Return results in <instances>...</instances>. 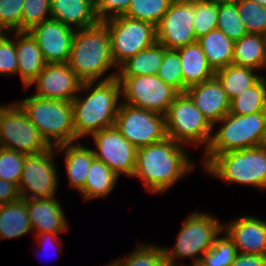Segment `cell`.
<instances>
[{"label": "cell", "instance_id": "1", "mask_svg": "<svg viewBox=\"0 0 266 266\" xmlns=\"http://www.w3.org/2000/svg\"><path fill=\"white\" fill-rule=\"evenodd\" d=\"M186 155L182 145L169 137L138 148L133 177L141 178L148 191L162 193L193 169Z\"/></svg>", "mask_w": 266, "mask_h": 266}, {"label": "cell", "instance_id": "2", "mask_svg": "<svg viewBox=\"0 0 266 266\" xmlns=\"http://www.w3.org/2000/svg\"><path fill=\"white\" fill-rule=\"evenodd\" d=\"M116 77L117 74L113 73L99 81L95 87V82L82 83L80 90L87 92L91 87L94 89L84 99L77 94L71 101L77 138L115 125L121 94V86Z\"/></svg>", "mask_w": 266, "mask_h": 266}, {"label": "cell", "instance_id": "3", "mask_svg": "<svg viewBox=\"0 0 266 266\" xmlns=\"http://www.w3.org/2000/svg\"><path fill=\"white\" fill-rule=\"evenodd\" d=\"M67 64L82 82H96L116 66L111 56L109 32L103 22L76 29Z\"/></svg>", "mask_w": 266, "mask_h": 266}, {"label": "cell", "instance_id": "4", "mask_svg": "<svg viewBox=\"0 0 266 266\" xmlns=\"http://www.w3.org/2000/svg\"><path fill=\"white\" fill-rule=\"evenodd\" d=\"M205 150L206 165L217 154L266 145V112L248 115L227 113Z\"/></svg>", "mask_w": 266, "mask_h": 266}, {"label": "cell", "instance_id": "5", "mask_svg": "<svg viewBox=\"0 0 266 266\" xmlns=\"http://www.w3.org/2000/svg\"><path fill=\"white\" fill-rule=\"evenodd\" d=\"M17 103L50 146L70 144L78 139L70 101L50 100L33 95ZM51 139H54L55 145Z\"/></svg>", "mask_w": 266, "mask_h": 266}, {"label": "cell", "instance_id": "6", "mask_svg": "<svg viewBox=\"0 0 266 266\" xmlns=\"http://www.w3.org/2000/svg\"><path fill=\"white\" fill-rule=\"evenodd\" d=\"M205 170L228 183L266 189V145L217 154Z\"/></svg>", "mask_w": 266, "mask_h": 266}, {"label": "cell", "instance_id": "7", "mask_svg": "<svg viewBox=\"0 0 266 266\" xmlns=\"http://www.w3.org/2000/svg\"><path fill=\"white\" fill-rule=\"evenodd\" d=\"M167 137L177 143L209 146L214 126L186 93H180L165 114Z\"/></svg>", "mask_w": 266, "mask_h": 266}, {"label": "cell", "instance_id": "8", "mask_svg": "<svg viewBox=\"0 0 266 266\" xmlns=\"http://www.w3.org/2000/svg\"><path fill=\"white\" fill-rule=\"evenodd\" d=\"M110 36L113 62L118 67L141 50L152 46L156 39V26L125 15L103 21Z\"/></svg>", "mask_w": 266, "mask_h": 266}, {"label": "cell", "instance_id": "9", "mask_svg": "<svg viewBox=\"0 0 266 266\" xmlns=\"http://www.w3.org/2000/svg\"><path fill=\"white\" fill-rule=\"evenodd\" d=\"M223 228L211 215L192 213L180 229L174 248H163L168 264H176L178 257H192L199 262Z\"/></svg>", "mask_w": 266, "mask_h": 266}, {"label": "cell", "instance_id": "10", "mask_svg": "<svg viewBox=\"0 0 266 266\" xmlns=\"http://www.w3.org/2000/svg\"><path fill=\"white\" fill-rule=\"evenodd\" d=\"M0 147L37 154L50 149L46 140L18 103L3 105L0 113Z\"/></svg>", "mask_w": 266, "mask_h": 266}, {"label": "cell", "instance_id": "11", "mask_svg": "<svg viewBox=\"0 0 266 266\" xmlns=\"http://www.w3.org/2000/svg\"><path fill=\"white\" fill-rule=\"evenodd\" d=\"M121 86L124 103L165 115L180 94L157 75L116 77Z\"/></svg>", "mask_w": 266, "mask_h": 266}, {"label": "cell", "instance_id": "12", "mask_svg": "<svg viewBox=\"0 0 266 266\" xmlns=\"http://www.w3.org/2000/svg\"><path fill=\"white\" fill-rule=\"evenodd\" d=\"M115 127L137 149L167 137L165 115L126 103L119 106Z\"/></svg>", "mask_w": 266, "mask_h": 266}, {"label": "cell", "instance_id": "13", "mask_svg": "<svg viewBox=\"0 0 266 266\" xmlns=\"http://www.w3.org/2000/svg\"><path fill=\"white\" fill-rule=\"evenodd\" d=\"M54 147L25 156L22 176L18 185L22 199L51 198L55 196L58 184L57 169L53 162ZM31 193V197L27 194ZM26 191V192H25Z\"/></svg>", "mask_w": 266, "mask_h": 266}, {"label": "cell", "instance_id": "14", "mask_svg": "<svg viewBox=\"0 0 266 266\" xmlns=\"http://www.w3.org/2000/svg\"><path fill=\"white\" fill-rule=\"evenodd\" d=\"M194 1H172L156 25V39L167 49H179L197 41L194 33Z\"/></svg>", "mask_w": 266, "mask_h": 266}, {"label": "cell", "instance_id": "15", "mask_svg": "<svg viewBox=\"0 0 266 266\" xmlns=\"http://www.w3.org/2000/svg\"><path fill=\"white\" fill-rule=\"evenodd\" d=\"M96 150L95 158L106 164L118 177L123 173L133 176L137 148L129 143L114 126L92 134Z\"/></svg>", "mask_w": 266, "mask_h": 266}, {"label": "cell", "instance_id": "16", "mask_svg": "<svg viewBox=\"0 0 266 266\" xmlns=\"http://www.w3.org/2000/svg\"><path fill=\"white\" fill-rule=\"evenodd\" d=\"M76 29L61 21L49 19L31 28L28 32L38 43L47 64L66 63L69 59Z\"/></svg>", "mask_w": 266, "mask_h": 266}, {"label": "cell", "instance_id": "17", "mask_svg": "<svg viewBox=\"0 0 266 266\" xmlns=\"http://www.w3.org/2000/svg\"><path fill=\"white\" fill-rule=\"evenodd\" d=\"M36 84L37 97L72 101L76 93L80 91L82 81L77 77L76 73L66 63H50L32 82Z\"/></svg>", "mask_w": 266, "mask_h": 266}, {"label": "cell", "instance_id": "18", "mask_svg": "<svg viewBox=\"0 0 266 266\" xmlns=\"http://www.w3.org/2000/svg\"><path fill=\"white\" fill-rule=\"evenodd\" d=\"M185 93L213 126L230 111V99L216 76L187 88Z\"/></svg>", "mask_w": 266, "mask_h": 266}, {"label": "cell", "instance_id": "19", "mask_svg": "<svg viewBox=\"0 0 266 266\" xmlns=\"http://www.w3.org/2000/svg\"><path fill=\"white\" fill-rule=\"evenodd\" d=\"M225 233L233 241L237 253L266 255V221L243 216L229 222Z\"/></svg>", "mask_w": 266, "mask_h": 266}, {"label": "cell", "instance_id": "20", "mask_svg": "<svg viewBox=\"0 0 266 266\" xmlns=\"http://www.w3.org/2000/svg\"><path fill=\"white\" fill-rule=\"evenodd\" d=\"M26 209L34 232L59 233L68 228L62 206L55 196L26 199Z\"/></svg>", "mask_w": 266, "mask_h": 266}, {"label": "cell", "instance_id": "21", "mask_svg": "<svg viewBox=\"0 0 266 266\" xmlns=\"http://www.w3.org/2000/svg\"><path fill=\"white\" fill-rule=\"evenodd\" d=\"M50 12L51 19L61 21L71 28L78 26V30L100 22L95 12L94 0H50Z\"/></svg>", "mask_w": 266, "mask_h": 266}, {"label": "cell", "instance_id": "22", "mask_svg": "<svg viewBox=\"0 0 266 266\" xmlns=\"http://www.w3.org/2000/svg\"><path fill=\"white\" fill-rule=\"evenodd\" d=\"M16 33L17 73H20L22 83L27 88L45 68L46 62L38 43L28 31Z\"/></svg>", "mask_w": 266, "mask_h": 266}, {"label": "cell", "instance_id": "23", "mask_svg": "<svg viewBox=\"0 0 266 266\" xmlns=\"http://www.w3.org/2000/svg\"><path fill=\"white\" fill-rule=\"evenodd\" d=\"M177 50L183 74V93L186 92L187 88L215 76V72L209 66L203 49L197 41Z\"/></svg>", "mask_w": 266, "mask_h": 266}, {"label": "cell", "instance_id": "24", "mask_svg": "<svg viewBox=\"0 0 266 266\" xmlns=\"http://www.w3.org/2000/svg\"><path fill=\"white\" fill-rule=\"evenodd\" d=\"M56 148L58 151L62 149L66 151L65 165L70 182L69 186L74 187L81 192L92 161L95 159L93 150L77 143L63 144L55 147V149Z\"/></svg>", "mask_w": 266, "mask_h": 266}, {"label": "cell", "instance_id": "25", "mask_svg": "<svg viewBox=\"0 0 266 266\" xmlns=\"http://www.w3.org/2000/svg\"><path fill=\"white\" fill-rule=\"evenodd\" d=\"M209 66L214 72L232 64L234 54V41L228 38L219 29L211 30L197 39Z\"/></svg>", "mask_w": 266, "mask_h": 266}, {"label": "cell", "instance_id": "26", "mask_svg": "<svg viewBox=\"0 0 266 266\" xmlns=\"http://www.w3.org/2000/svg\"><path fill=\"white\" fill-rule=\"evenodd\" d=\"M164 58V46L155 42L152 46L139 51L127 59L119 67L117 77H135L140 75H156Z\"/></svg>", "mask_w": 266, "mask_h": 266}, {"label": "cell", "instance_id": "27", "mask_svg": "<svg viewBox=\"0 0 266 266\" xmlns=\"http://www.w3.org/2000/svg\"><path fill=\"white\" fill-rule=\"evenodd\" d=\"M232 64L254 71L266 66V36L247 34L234 43Z\"/></svg>", "mask_w": 266, "mask_h": 266}, {"label": "cell", "instance_id": "28", "mask_svg": "<svg viewBox=\"0 0 266 266\" xmlns=\"http://www.w3.org/2000/svg\"><path fill=\"white\" fill-rule=\"evenodd\" d=\"M32 230L26 199L0 205V240L27 234Z\"/></svg>", "mask_w": 266, "mask_h": 266}, {"label": "cell", "instance_id": "29", "mask_svg": "<svg viewBox=\"0 0 266 266\" xmlns=\"http://www.w3.org/2000/svg\"><path fill=\"white\" fill-rule=\"evenodd\" d=\"M117 180L118 176L106 164L95 158L81 193L86 200L105 197L112 191Z\"/></svg>", "mask_w": 266, "mask_h": 266}, {"label": "cell", "instance_id": "30", "mask_svg": "<svg viewBox=\"0 0 266 266\" xmlns=\"http://www.w3.org/2000/svg\"><path fill=\"white\" fill-rule=\"evenodd\" d=\"M215 76L221 82L230 101L261 78L254 73L253 69L234 64L219 69L215 72Z\"/></svg>", "mask_w": 266, "mask_h": 266}, {"label": "cell", "instance_id": "31", "mask_svg": "<svg viewBox=\"0 0 266 266\" xmlns=\"http://www.w3.org/2000/svg\"><path fill=\"white\" fill-rule=\"evenodd\" d=\"M257 112H266V81L263 76L230 101L231 114L248 115Z\"/></svg>", "mask_w": 266, "mask_h": 266}, {"label": "cell", "instance_id": "32", "mask_svg": "<svg viewBox=\"0 0 266 266\" xmlns=\"http://www.w3.org/2000/svg\"><path fill=\"white\" fill-rule=\"evenodd\" d=\"M173 0H131L126 17L153 23L155 26L167 12Z\"/></svg>", "mask_w": 266, "mask_h": 266}, {"label": "cell", "instance_id": "33", "mask_svg": "<svg viewBox=\"0 0 266 266\" xmlns=\"http://www.w3.org/2000/svg\"><path fill=\"white\" fill-rule=\"evenodd\" d=\"M237 11L248 34L266 36V7L250 0H239Z\"/></svg>", "mask_w": 266, "mask_h": 266}, {"label": "cell", "instance_id": "34", "mask_svg": "<svg viewBox=\"0 0 266 266\" xmlns=\"http://www.w3.org/2000/svg\"><path fill=\"white\" fill-rule=\"evenodd\" d=\"M127 258L115 260L116 266H168L164 249L153 245H138Z\"/></svg>", "mask_w": 266, "mask_h": 266}, {"label": "cell", "instance_id": "35", "mask_svg": "<svg viewBox=\"0 0 266 266\" xmlns=\"http://www.w3.org/2000/svg\"><path fill=\"white\" fill-rule=\"evenodd\" d=\"M217 29L222 31L232 41H238L248 34L240 20L236 3L218 5Z\"/></svg>", "mask_w": 266, "mask_h": 266}, {"label": "cell", "instance_id": "36", "mask_svg": "<svg viewBox=\"0 0 266 266\" xmlns=\"http://www.w3.org/2000/svg\"><path fill=\"white\" fill-rule=\"evenodd\" d=\"M237 254L236 246L225 233V237H216L214 244L201 257L204 266H230Z\"/></svg>", "mask_w": 266, "mask_h": 266}, {"label": "cell", "instance_id": "37", "mask_svg": "<svg viewBox=\"0 0 266 266\" xmlns=\"http://www.w3.org/2000/svg\"><path fill=\"white\" fill-rule=\"evenodd\" d=\"M156 75L179 93H183V74L178 50L164 47V58Z\"/></svg>", "mask_w": 266, "mask_h": 266}, {"label": "cell", "instance_id": "38", "mask_svg": "<svg viewBox=\"0 0 266 266\" xmlns=\"http://www.w3.org/2000/svg\"><path fill=\"white\" fill-rule=\"evenodd\" d=\"M194 33L196 39L217 28L218 5L210 0H195Z\"/></svg>", "mask_w": 266, "mask_h": 266}, {"label": "cell", "instance_id": "39", "mask_svg": "<svg viewBox=\"0 0 266 266\" xmlns=\"http://www.w3.org/2000/svg\"><path fill=\"white\" fill-rule=\"evenodd\" d=\"M26 155L22 152L0 147V179L18 186Z\"/></svg>", "mask_w": 266, "mask_h": 266}, {"label": "cell", "instance_id": "40", "mask_svg": "<svg viewBox=\"0 0 266 266\" xmlns=\"http://www.w3.org/2000/svg\"><path fill=\"white\" fill-rule=\"evenodd\" d=\"M50 14V0H24L21 31H29L43 21L51 19Z\"/></svg>", "mask_w": 266, "mask_h": 266}, {"label": "cell", "instance_id": "41", "mask_svg": "<svg viewBox=\"0 0 266 266\" xmlns=\"http://www.w3.org/2000/svg\"><path fill=\"white\" fill-rule=\"evenodd\" d=\"M24 0H0V33L21 31Z\"/></svg>", "mask_w": 266, "mask_h": 266}, {"label": "cell", "instance_id": "42", "mask_svg": "<svg viewBox=\"0 0 266 266\" xmlns=\"http://www.w3.org/2000/svg\"><path fill=\"white\" fill-rule=\"evenodd\" d=\"M16 40L0 33V75L17 74Z\"/></svg>", "mask_w": 266, "mask_h": 266}, {"label": "cell", "instance_id": "43", "mask_svg": "<svg viewBox=\"0 0 266 266\" xmlns=\"http://www.w3.org/2000/svg\"><path fill=\"white\" fill-rule=\"evenodd\" d=\"M95 12L100 22L107 19L124 15L131 0H94Z\"/></svg>", "mask_w": 266, "mask_h": 266}, {"label": "cell", "instance_id": "44", "mask_svg": "<svg viewBox=\"0 0 266 266\" xmlns=\"http://www.w3.org/2000/svg\"><path fill=\"white\" fill-rule=\"evenodd\" d=\"M20 198L16 184L0 179V205L17 201Z\"/></svg>", "mask_w": 266, "mask_h": 266}, {"label": "cell", "instance_id": "45", "mask_svg": "<svg viewBox=\"0 0 266 266\" xmlns=\"http://www.w3.org/2000/svg\"><path fill=\"white\" fill-rule=\"evenodd\" d=\"M230 266H266V255L237 253Z\"/></svg>", "mask_w": 266, "mask_h": 266}, {"label": "cell", "instance_id": "46", "mask_svg": "<svg viewBox=\"0 0 266 266\" xmlns=\"http://www.w3.org/2000/svg\"><path fill=\"white\" fill-rule=\"evenodd\" d=\"M57 235H58V233H48V232L47 233H38L37 238L39 237V239H41L42 242L46 240V243L51 244L54 241L57 242V238H58ZM44 244H45V242H44ZM53 245H54V243H53Z\"/></svg>", "mask_w": 266, "mask_h": 266}, {"label": "cell", "instance_id": "47", "mask_svg": "<svg viewBox=\"0 0 266 266\" xmlns=\"http://www.w3.org/2000/svg\"><path fill=\"white\" fill-rule=\"evenodd\" d=\"M210 1L216 3L217 5H222V4L237 3L239 0H210Z\"/></svg>", "mask_w": 266, "mask_h": 266}, {"label": "cell", "instance_id": "48", "mask_svg": "<svg viewBox=\"0 0 266 266\" xmlns=\"http://www.w3.org/2000/svg\"><path fill=\"white\" fill-rule=\"evenodd\" d=\"M252 2H256L258 4H260L261 6L266 7V0H250Z\"/></svg>", "mask_w": 266, "mask_h": 266}, {"label": "cell", "instance_id": "49", "mask_svg": "<svg viewBox=\"0 0 266 266\" xmlns=\"http://www.w3.org/2000/svg\"><path fill=\"white\" fill-rule=\"evenodd\" d=\"M193 264V266H204L202 263H200V262H193L192 263Z\"/></svg>", "mask_w": 266, "mask_h": 266}, {"label": "cell", "instance_id": "50", "mask_svg": "<svg viewBox=\"0 0 266 266\" xmlns=\"http://www.w3.org/2000/svg\"><path fill=\"white\" fill-rule=\"evenodd\" d=\"M106 266H116V261H114L113 263L106 265Z\"/></svg>", "mask_w": 266, "mask_h": 266}, {"label": "cell", "instance_id": "51", "mask_svg": "<svg viewBox=\"0 0 266 266\" xmlns=\"http://www.w3.org/2000/svg\"><path fill=\"white\" fill-rule=\"evenodd\" d=\"M174 1H195V0H174Z\"/></svg>", "mask_w": 266, "mask_h": 266}, {"label": "cell", "instance_id": "52", "mask_svg": "<svg viewBox=\"0 0 266 266\" xmlns=\"http://www.w3.org/2000/svg\"><path fill=\"white\" fill-rule=\"evenodd\" d=\"M168 266H177L176 264H169Z\"/></svg>", "mask_w": 266, "mask_h": 266}]
</instances>
